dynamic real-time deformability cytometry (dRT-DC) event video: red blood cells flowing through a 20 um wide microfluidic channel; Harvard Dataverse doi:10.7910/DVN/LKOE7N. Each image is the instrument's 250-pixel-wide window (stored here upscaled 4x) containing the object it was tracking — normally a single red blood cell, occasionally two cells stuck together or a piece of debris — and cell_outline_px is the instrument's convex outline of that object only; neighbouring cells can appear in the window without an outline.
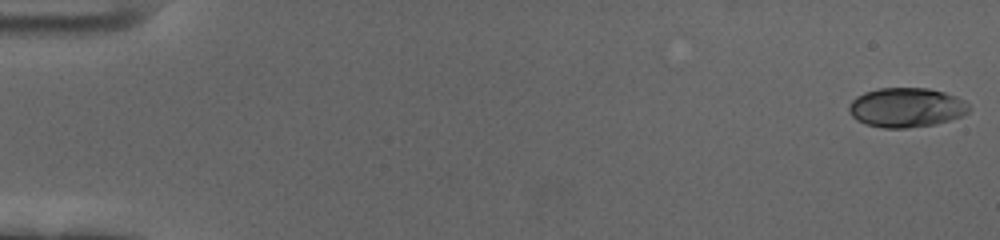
{"species": "human", "species_latin": "Homo sapiens", "temperature_condition": "cold", "stored_images_in_passage": 59, "camera_frame_rate_fps": 3000, "um_per_image_px": 0.085, "donor": {"sex": "female"}, "frame": {"image": 1, "passage_image": 1, "time_ms": 0.0, "image_size_px": [1000, 240], "cell_outline_px": [[968, 112], [960, 116], [936, 124], [908, 128], [884, 128], [864, 124], [856, 120], [848, 112], [848, 104], [856, 96], [864, 92], [880, 88], [928, 88], [944, 92], [956, 96], [964, 100], [968, 104]], "centroid_in_image_um": [76.99, 9.14], "position_along_channel_um": 8.0, "area_um2": 27.74}}
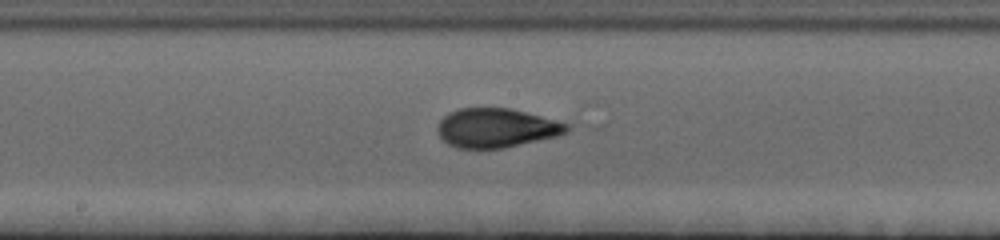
{"frame": {"image": 2, "passage_image": 32, "time_ms": 10.333, "image_size_px": [1000, 240], "cell_outline_px": [[576, 128], [568, 132], [556, 136], [504, 148], [456, 148], [448, 144], [440, 136], [436, 128], [440, 120], [448, 112], [460, 108], [512, 108], [568, 124]], "centroid_in_image_um": [42.2, 10.87], "position_along_channel_um": 206.0, "area_um2": 29.54}}
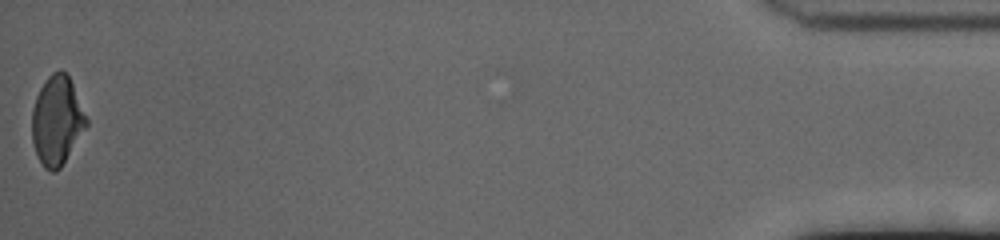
{"frame": {"image": 3, "passage_image": 59, "time_ms": 19.333, "image_size_px": [1000, 240], "cell_outline_px": [[88, 124], [60, 168], [56, 172], [52, 172], [44, 168], [36, 156], [32, 140], [32, 108], [36, 96], [40, 88], [48, 76], [52, 72], [60, 68], [68, 76], [72, 84], [88, 120]], "centroid_in_image_um": [4.81, 10.26], "position_along_channel_um": 430.4, "area_um2": 28.09}, "authors_computed_cell_mechanics": {"area_um2": 28.6688, "velocity_mm_per_s": 3.4829, "shape_relaxation_time_tau1_ms": 3.5149, "shape_relaxation_time_tau2_ms": 1.3116, "deformation_change_tau1": 0.1564, "deformation_change_tau2": 0.0646}}